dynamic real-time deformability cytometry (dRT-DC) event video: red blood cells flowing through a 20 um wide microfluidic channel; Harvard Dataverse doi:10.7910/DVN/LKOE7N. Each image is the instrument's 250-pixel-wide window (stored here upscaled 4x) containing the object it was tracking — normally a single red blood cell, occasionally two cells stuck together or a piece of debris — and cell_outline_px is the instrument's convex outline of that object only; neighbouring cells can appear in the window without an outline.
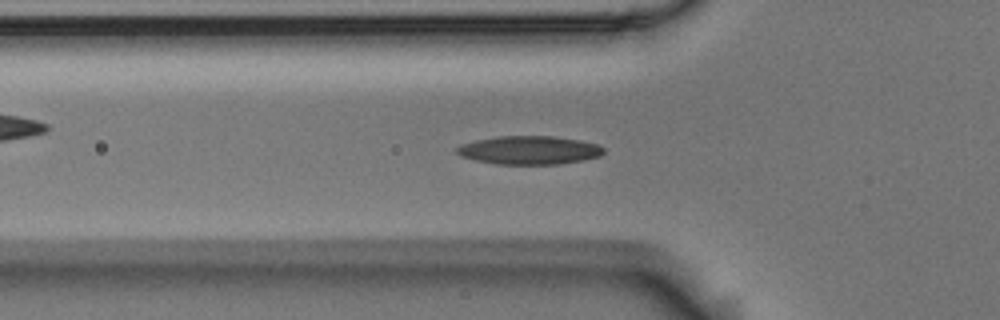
{"species": "Egyptian fruit bat (a non-hibernating species)", "species_latin": "Rousettus aegyptiacus", "temperature_condition": "room temperature", "stored_images_in_passage": 51, "camera_frame_rate_fps": 3000, "um_per_image_px": 0.085, "animal": {"sex": "male"}, "frame": {"image": 1, "passage_image": 14, "time_ms": 4.333, "image_size_px": [1000, 320], "cell_outline_px": [[604, 152], [600, 156], [584, 160], [560, 164], [496, 164], [476, 160], [460, 156], [456, 152], [456, 148], [460, 144], [476, 140], [500, 136], [552, 136], [580, 140], [596, 144], [604, 148]], "centroid_in_image_um": [44.98, 12.76], "position_along_channel_um": 80.8, "area_um2": 24.33}}
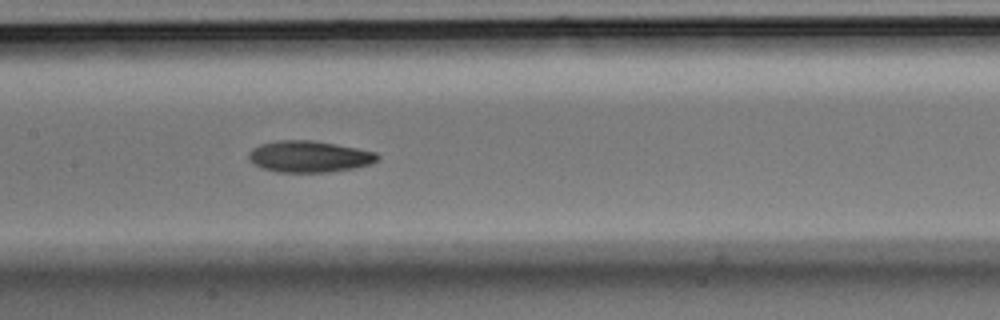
{"frame": {"image": 2, "passage_image": 22, "time_ms": 7.0, "image_size_px": [1000, 320], "cell_outline_px": [[380, 156], [372, 164], [352, 168], [328, 172], [276, 172], [260, 168], [248, 160], [248, 152], [252, 148], [260, 144], [276, 140], [312, 140], [336, 144], [376, 152]], "centroid_in_image_um": [26.23, 13.3], "position_along_channel_um": 181.2, "area_um2": 23.76}}
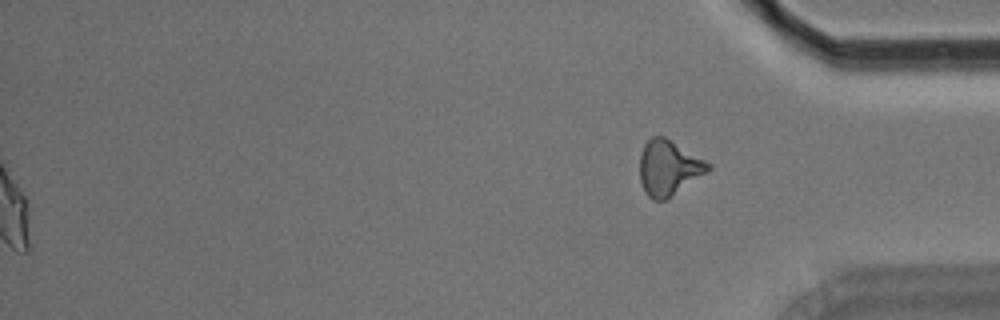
{"frame": {"image": 3, "passage_image": 51, "time_ms": 16.667, "image_size_px": [1000, 320], "cell_outline_px": [[712, 168], [708, 172], [664, 200], [652, 200], [644, 192], [640, 180], [640, 152], [644, 144], [652, 136], [664, 136], [712, 164]], "centroid_in_image_um": [56.82, 14.25], "position_along_channel_um": 378.4, "area_um2": 21.91}, "authors_computed_cell_mechanics": {"area_um2": 23.12, "velocity_mm_per_s": 3.7243, "shape_relaxation_time_tau1_ms": 7.175, "shape_relaxation_time_tau2_ms": 4.1371, "deformation_change_tau1": 0.1752, "deformation_change_tau2": 0.1082}}